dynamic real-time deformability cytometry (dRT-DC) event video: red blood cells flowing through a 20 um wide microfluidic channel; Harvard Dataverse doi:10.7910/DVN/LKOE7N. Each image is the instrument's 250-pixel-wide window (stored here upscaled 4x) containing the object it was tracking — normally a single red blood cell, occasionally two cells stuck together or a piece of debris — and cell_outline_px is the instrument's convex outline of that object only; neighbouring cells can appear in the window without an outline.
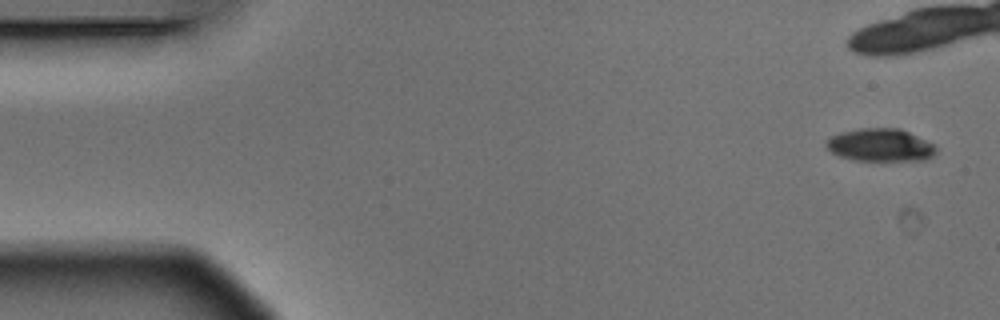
{"species": "Egyptian fruit bat (a non-hibernating species)", "species_latin": "Rousettus aegyptiacus", "temperature_condition": "warm", "stored_images_in_passage": 16, "camera_frame_rate_fps": 3000, "um_per_image_px": 0.085, "animal": {"sex": "male"}, "frame": {"image": 1, "passage_image": 1, "time_ms": 0.0, "image_size_px": [1000, 320], "cell_outline_px": [[936, 152], [932, 156], [924, 160], [852, 160], [840, 156], [832, 152], [824, 144], [832, 136], [840, 132], [860, 128], [900, 128], [936, 144]], "centroid_in_image_um": [74.85, 12.32], "position_along_channel_um": 10.1, "area_um2": 20.98}}